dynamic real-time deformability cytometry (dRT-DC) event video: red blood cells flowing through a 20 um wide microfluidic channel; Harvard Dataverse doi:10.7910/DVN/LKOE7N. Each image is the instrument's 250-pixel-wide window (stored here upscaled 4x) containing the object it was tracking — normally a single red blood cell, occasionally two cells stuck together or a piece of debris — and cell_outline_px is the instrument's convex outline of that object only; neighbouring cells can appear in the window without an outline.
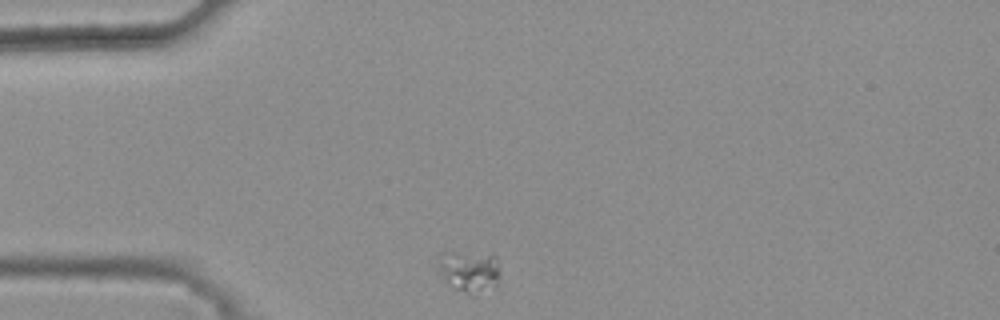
{"species": "common noctule bat (a hibernating species)", "species_latin": "Nyctalus noctula", "temperature_condition": "warm", "stored_images_in_passage": 32, "camera_frame_rate_fps": 3000, "um_per_image_px": 0.085, "animal": {"sex": "female", "body_mass_g": 25.1}, "frame": {"image": 1, "passage_image": 1, "time_ms": 0.0, "image_size_px": [1000, 320], "cell_outline_px": [[500, 272], [496, 284], [472, 296], [448, 284], [444, 280], [440, 272], [440, 252], [456, 252], [496, 256]], "centroid_in_image_um": [39.89, 23.06], "position_along_channel_um": 45.1, "area_um2": 14.57}}
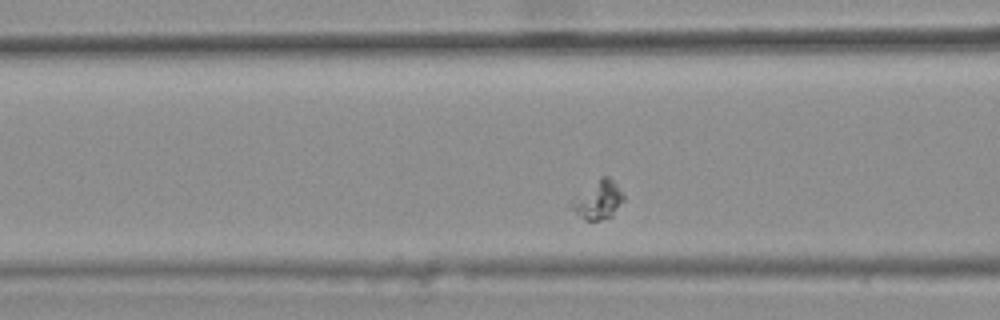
{"frame": {"image": 2, "passage_image": 9, "time_ms": 2.667, "image_size_px": [1000, 320], "cell_outline_px": [[624, 200], [612, 216], [600, 220], [584, 220], [568, 208], [568, 204], [600, 176], [608, 176], [624, 192]], "centroid_in_image_um": [50.84, 17.01], "position_along_channel_um": 115.8, "area_um2": 11.73}}
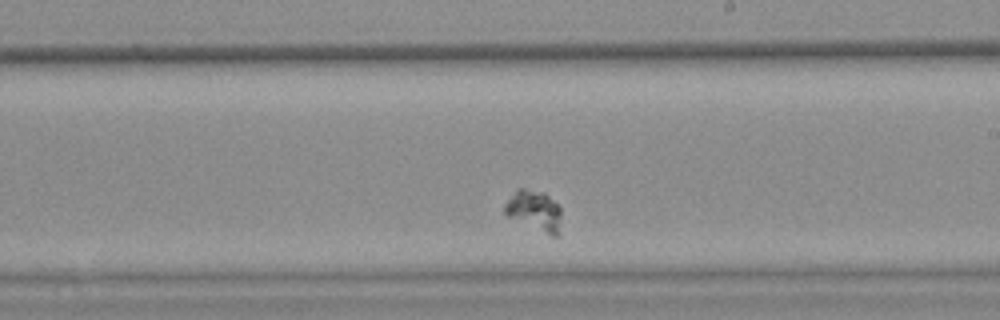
{"frame": {"image": 3, "passage_image": 20, "time_ms": 6.333, "image_size_px": [1000, 320], "cell_outline_px": [[560, 216], [556, 236], [552, 236], [508, 216], [504, 212], [504, 204], [516, 188], [524, 188], [544, 192], [560, 208]], "centroid_in_image_um": [45.37, 17.86], "position_along_channel_um": 243.6, "area_um2": 12.95}}